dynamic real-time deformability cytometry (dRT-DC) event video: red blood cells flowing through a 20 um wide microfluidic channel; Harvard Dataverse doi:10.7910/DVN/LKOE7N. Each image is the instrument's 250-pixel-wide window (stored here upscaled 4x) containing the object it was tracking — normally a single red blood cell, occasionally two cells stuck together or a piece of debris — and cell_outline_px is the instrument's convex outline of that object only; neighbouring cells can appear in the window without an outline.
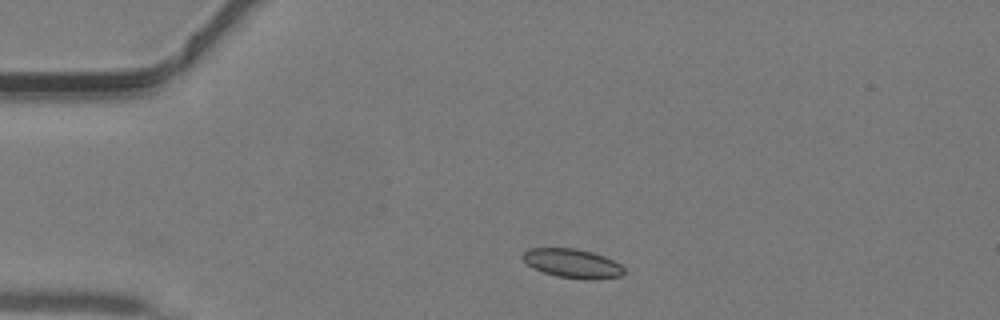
{"species": "common noctule bat (a hibernating species)", "species_latin": "Nyctalus noctula", "temperature_condition": "warm", "stored_images_in_passage": 39, "camera_frame_rate_fps": 3000, "um_per_image_px": 0.085, "animal": {"sex": "male", "body_mass_g": 19.2, "forearm_length_mm": 51.8}, "frame": {"image": 1, "passage_image": 4, "time_ms": 1.0, "image_size_px": [1000, 320], "cell_outline_px": [[624, 272], [620, 276], [592, 280], [556, 276], [544, 272], [528, 264], [520, 256], [528, 248], [576, 248], [592, 252], [604, 256], [620, 264], [624, 268]], "centroid_in_image_um": [48.66, 22.38], "position_along_channel_um": 36.3, "area_um2": 16.99}}
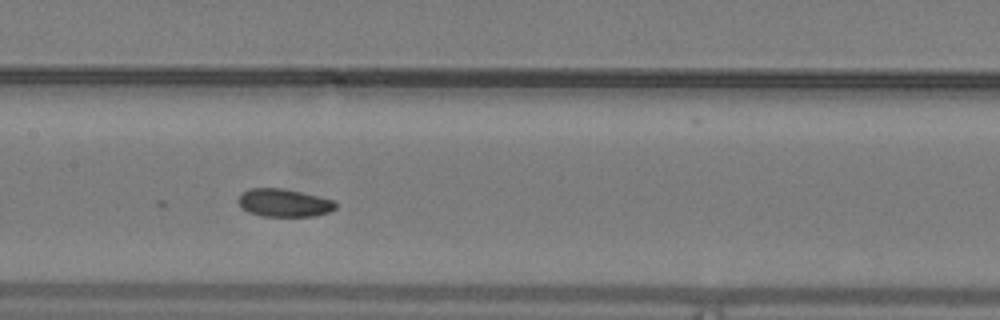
{"frame": {"image": 2, "passage_image": 16, "time_ms": 5.0, "image_size_px": [1000, 320], "cell_outline_px": [[336, 208], [332, 212], [312, 216], [260, 216], [248, 212], [240, 208], [240, 196], [248, 188], [280, 188], [300, 192], [332, 200], [336, 204]], "centroid_in_image_um": [24.13, 17.25], "position_along_channel_um": 183.3, "area_um2": 15.66}}
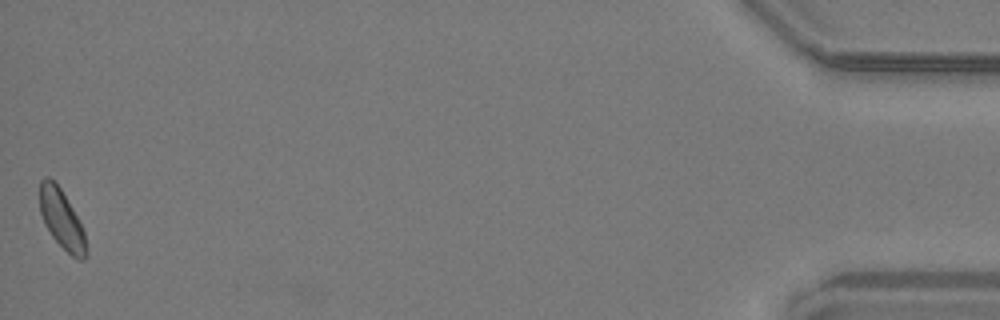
{"frame": {"image": 3, "passage_image": 38, "time_ms": 12.333, "image_size_px": [1000, 320], "cell_outline_px": [[88, 252], [84, 260], [80, 260], [72, 256], [52, 236], [44, 224], [40, 212], [40, 180], [44, 176], [48, 176], [60, 188], [72, 208], [84, 232]], "centroid_in_image_um": [5.24, 18.65], "position_along_channel_um": 430.0, "area_um2": 15.72}}